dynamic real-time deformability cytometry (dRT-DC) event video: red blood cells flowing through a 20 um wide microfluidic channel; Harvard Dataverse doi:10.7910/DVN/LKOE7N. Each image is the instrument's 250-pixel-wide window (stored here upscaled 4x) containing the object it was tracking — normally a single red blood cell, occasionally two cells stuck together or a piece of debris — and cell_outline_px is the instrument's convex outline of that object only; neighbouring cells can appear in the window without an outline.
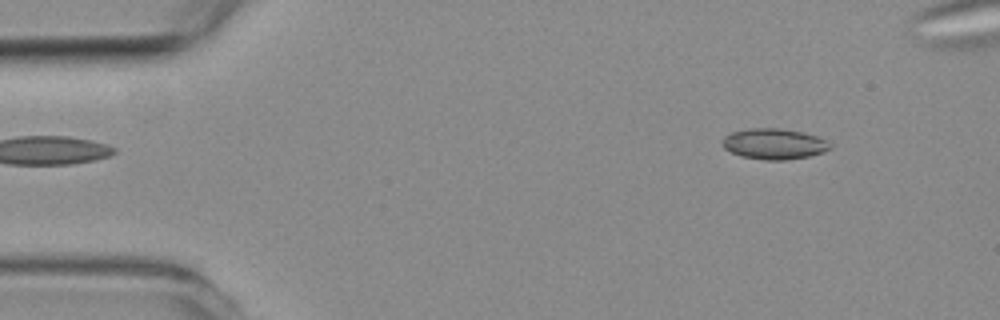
{"species": "common noctule bat (a hibernating species)", "species_latin": "Nyctalus noctula", "temperature_condition": "room temperature", "stored_images_in_passage": 5, "camera_frame_rate_fps": 3000, "um_per_image_px": 0.085, "animal": {"sex": "female", "body_mass_g": 19.3, "forearm_length_mm": 54.1}, "frame": {"image": 1, "passage_image": 1, "time_ms": 0.0, "image_size_px": [1000, 320], "cell_outline_px": [[832, 148], [824, 152], [808, 156], [788, 160], [764, 160], [740, 156], [724, 148], [720, 144], [720, 140], [724, 136], [732, 132], [752, 128], [780, 128], [804, 132], [828, 140], [832, 144]], "centroid_in_image_um": [65.8, 12.23], "position_along_channel_um": 19.2, "area_um2": 19.59}}